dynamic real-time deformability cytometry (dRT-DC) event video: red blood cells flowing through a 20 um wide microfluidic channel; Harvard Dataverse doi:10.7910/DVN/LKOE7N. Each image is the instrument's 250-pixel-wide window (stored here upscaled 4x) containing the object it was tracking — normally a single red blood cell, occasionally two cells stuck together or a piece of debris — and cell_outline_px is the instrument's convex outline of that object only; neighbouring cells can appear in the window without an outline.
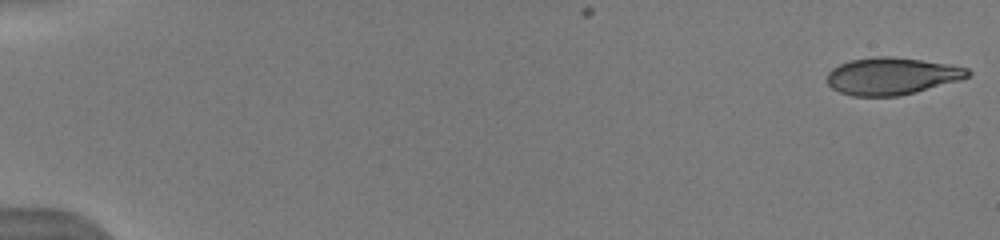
{"species": "human", "species_latin": "Homo sapiens", "temperature_condition": "warm", "stored_images_in_passage": 33, "camera_frame_rate_fps": 3000, "um_per_image_px": 0.085, "donor": {"sex": "male"}, "frame": {"image": 1, "passage_image": 1, "time_ms": 0.0, "image_size_px": [1000, 240], "cell_outline_px": [[972, 72], [968, 76], [960, 80], [916, 92], [900, 96], [852, 96], [840, 92], [832, 88], [828, 84], [828, 72], [832, 68], [840, 64], [852, 60], [876, 56], [892, 56], [948, 64], [968, 68]], "centroid_in_image_um": [75.8, 6.47], "position_along_channel_um": 9.2, "area_um2": 30.4}}
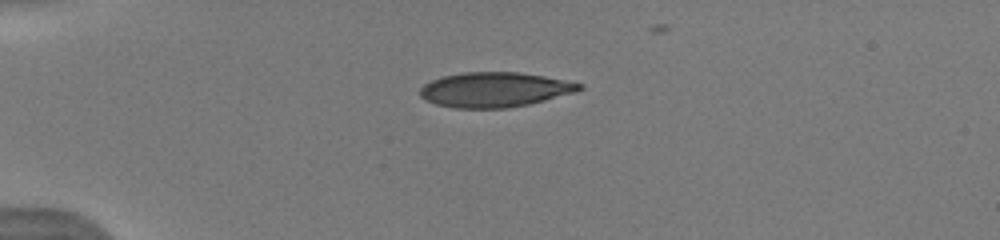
{"frame": {"image": 2, "passage_image": 15, "time_ms": 4.333, "image_size_px": [1000, 240], "cell_outline_px": [[584, 88], [576, 92], [528, 104], [508, 108], [452, 108], [436, 104], [420, 96], [420, 88], [424, 84], [440, 76], [464, 72], [520, 72], [544, 76], [584, 84]], "centroid_in_image_um": [42.04, 7.61], "position_along_channel_um": 43.0, "area_um2": 32.37}}